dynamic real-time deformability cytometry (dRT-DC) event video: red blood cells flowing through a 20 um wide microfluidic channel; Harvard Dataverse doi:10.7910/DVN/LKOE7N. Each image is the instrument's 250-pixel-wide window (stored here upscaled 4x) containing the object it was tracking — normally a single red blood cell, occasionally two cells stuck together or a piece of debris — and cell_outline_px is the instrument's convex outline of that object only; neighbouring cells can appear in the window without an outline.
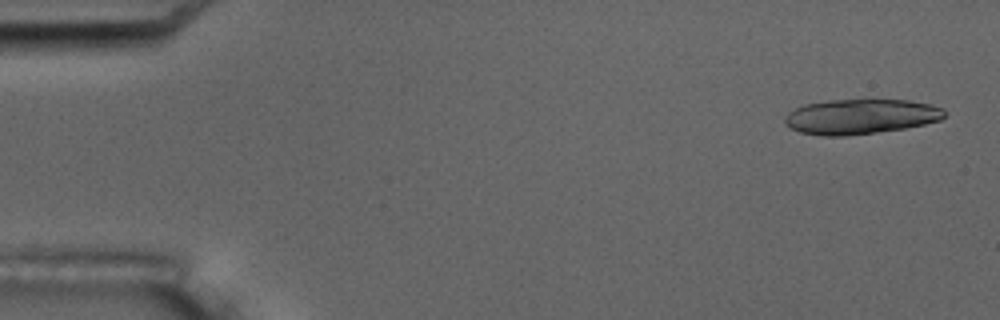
{"species": "common noctule bat (a hibernating species)", "species_latin": "Nyctalus noctula", "temperature_condition": "room temperature", "stored_images_in_passage": 5, "camera_frame_rate_fps": 3000, "um_per_image_px": 0.085, "animal": {"sex": "male", "body_mass_g": 17.5, "forearm_length_mm": 52.3}, "frame": {"image": 1, "passage_image": 1, "time_ms": 0.0, "image_size_px": [1000, 320], "cell_outline_px": [[948, 112], [940, 120], [924, 124], [904, 128], [876, 132], [844, 136], [824, 136], [800, 132], [784, 124], [784, 116], [788, 112], [804, 104], [828, 100], [908, 100], [928, 104], [944, 108]], "centroid_in_image_um": [73.14, 9.9], "position_along_channel_um": 11.9, "area_um2": 32.54}}